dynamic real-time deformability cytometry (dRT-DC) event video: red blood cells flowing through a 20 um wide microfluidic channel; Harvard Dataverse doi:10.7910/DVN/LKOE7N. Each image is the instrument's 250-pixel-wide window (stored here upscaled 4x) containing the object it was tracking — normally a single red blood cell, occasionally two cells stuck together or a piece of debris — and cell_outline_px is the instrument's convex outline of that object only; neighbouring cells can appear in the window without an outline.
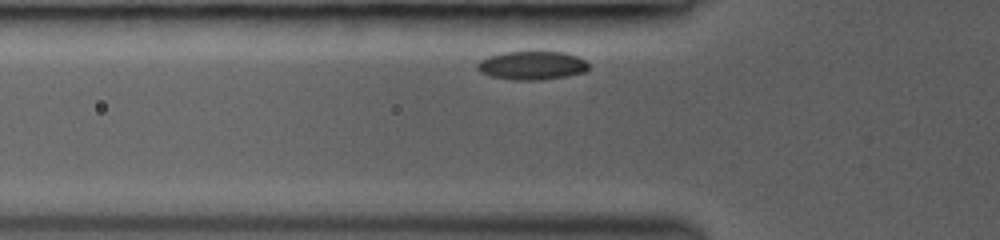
{"species": "common noctule bat (a hibernating species)", "species_latin": "Nyctalus noctula", "temperature_condition": "room temperature", "stored_images_in_passage": 8, "camera_frame_rate_fps": 3000, "um_per_image_px": 0.085, "animal": {"sex": "female", "body_mass_g": 19.0, "forearm_length_mm": 53.3}, "frame": {"image": 1, "passage_image": 3, "time_ms": 0.667, "image_size_px": [1000, 240], "cell_outline_px": [[588, 68], [584, 72], [568, 76], [540, 80], [512, 80], [488, 76], [480, 72], [476, 68], [476, 64], [480, 60], [488, 56], [504, 52], [528, 48], [564, 52], [576, 56], [584, 60], [588, 64]], "centroid_in_image_um": [45.17, 5.52], "position_along_channel_um": 80.6, "area_um2": 19.48}}
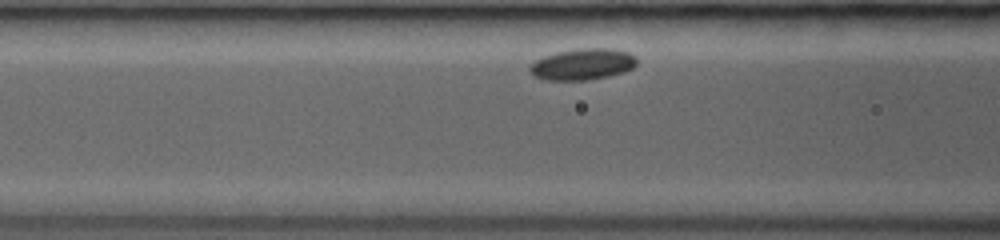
{"frame": {"image": 2, "passage_image": 5, "time_ms": 1.667, "image_size_px": [1000, 240], "cell_outline_px": [[636, 64], [632, 68], [624, 72], [608, 76], [588, 80], [544, 80], [532, 76], [528, 72], [528, 68], [536, 60], [544, 56], [556, 52], [580, 48], [612, 48], [628, 52], [636, 56]], "centroid_in_image_um": [49.5, 5.46], "position_along_channel_um": 117.1, "area_um2": 19.71}}
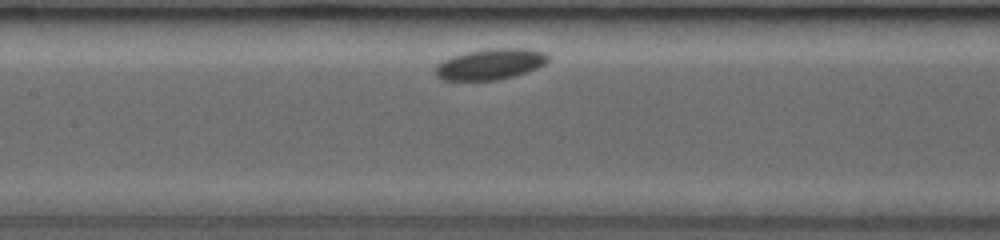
{"frame": {"image": 3, "passage_image": 7, "time_ms": 3.0, "image_size_px": [1000, 240], "cell_outline_px": [[548, 60], [544, 64], [536, 68], [512, 76], [496, 80], [440, 80], [436, 76], [436, 64], [452, 56], [464, 52], [488, 48], [528, 48], [544, 52], [548, 56]], "centroid_in_image_um": [41.64, 5.44], "position_along_channel_um": 165.8, "area_um2": 20.23}}